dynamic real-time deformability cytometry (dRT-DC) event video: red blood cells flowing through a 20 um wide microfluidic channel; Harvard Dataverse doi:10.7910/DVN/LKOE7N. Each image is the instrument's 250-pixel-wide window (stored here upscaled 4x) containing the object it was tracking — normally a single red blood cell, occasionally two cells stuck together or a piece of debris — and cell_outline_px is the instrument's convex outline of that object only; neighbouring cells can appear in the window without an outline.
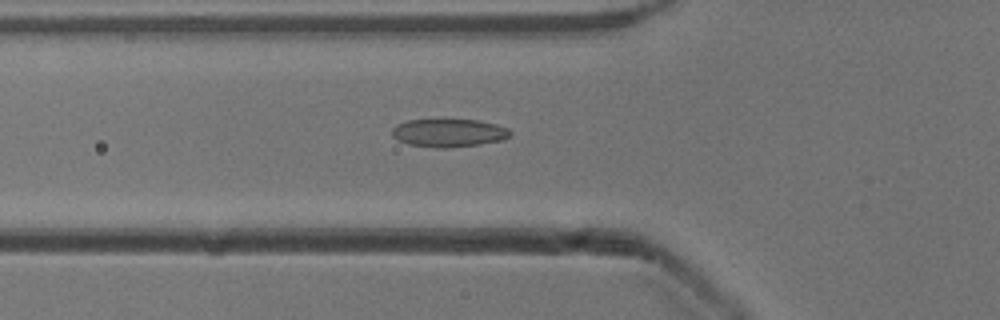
{"species": "common noctule bat (a hibernating species)", "species_latin": "Nyctalus noctula", "temperature_condition": "cold", "stored_images_in_passage": 41, "camera_frame_rate_fps": 3000, "um_per_image_px": 0.085, "animal": {"sex": "male", "body_mass_g": 13.3}, "frame": {"image": 1, "passage_image": 7, "time_ms": 2.0, "image_size_px": [1000, 320], "cell_outline_px": [[512, 132], [504, 140], [480, 144], [448, 148], [436, 148], [408, 144], [396, 140], [392, 136], [392, 128], [396, 124], [408, 120], [444, 116], [480, 120], [496, 124], [508, 128]], "centroid_in_image_um": [38.11, 11.24], "position_along_channel_um": 87.7, "area_um2": 20.52}}
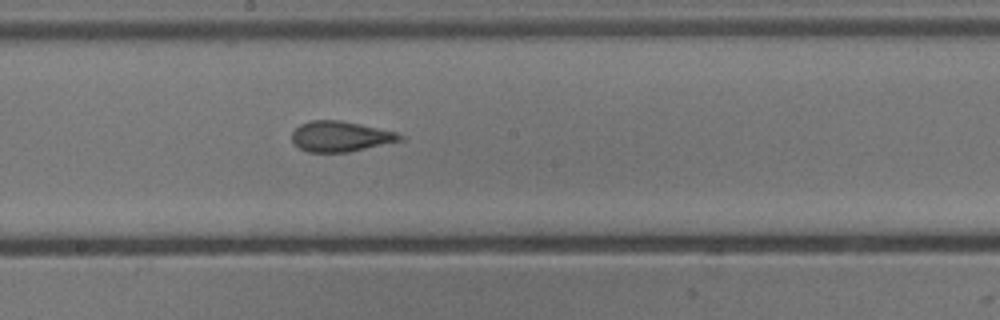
{"frame": {"image": 2, "passage_image": 17, "time_ms": 5.333, "image_size_px": [1000, 320], "cell_outline_px": [[408, 136], [404, 140], [348, 152], [308, 152], [300, 148], [292, 140], [292, 132], [300, 124], [312, 120], [340, 120], [360, 124], [396, 132]], "centroid_in_image_um": [28.98, 11.59], "position_along_channel_um": 219.2, "area_um2": 19.19}}
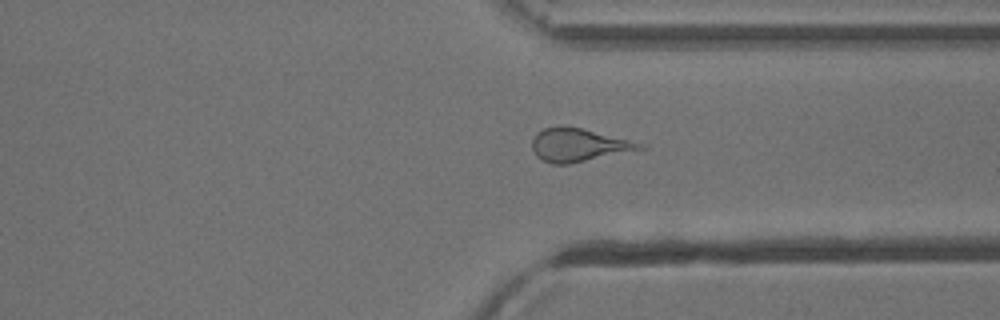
{"frame": {"image": 3, "passage_image": 28, "time_ms": 9.0, "image_size_px": [1000, 320], "cell_outline_px": [[648, 148], [568, 164], [552, 164], [536, 156], [532, 148], [532, 140], [536, 132], [544, 128], [580, 128], [648, 144]], "centroid_in_image_um": [49.22, 12.35], "position_along_channel_um": 362.2, "area_um2": 20.46}, "authors_computed_cell_mechanics": {"area_um2": 20.2878, "velocity_mm_per_s": 3.9239, "shape_relaxation_time_tau1_ms": 8.0822, "shape_relaxation_time_tau2_ms": 2.9378, "deformation_change_tau1": 0.0963, "deformation_change_tau2": 0.138}}